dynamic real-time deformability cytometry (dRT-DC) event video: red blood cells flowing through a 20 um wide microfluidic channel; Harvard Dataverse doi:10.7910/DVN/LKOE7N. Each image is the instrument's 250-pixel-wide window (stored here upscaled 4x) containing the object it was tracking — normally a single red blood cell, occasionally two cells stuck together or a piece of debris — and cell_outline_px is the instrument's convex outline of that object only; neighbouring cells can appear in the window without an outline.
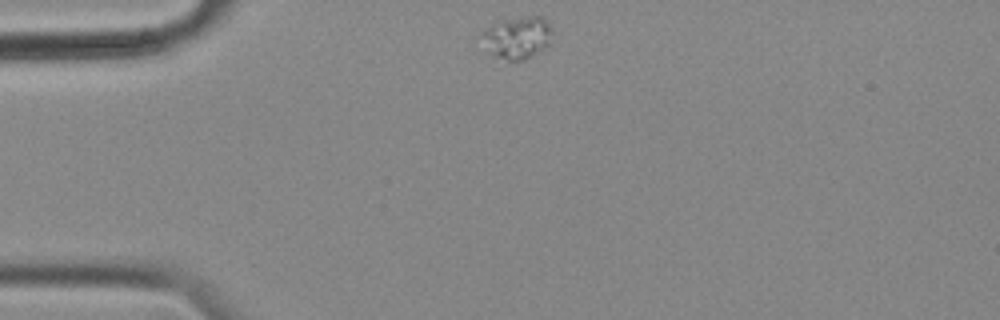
{"species": "common noctule bat (a hibernating species)", "species_latin": "Nyctalus noctula", "temperature_condition": "cold", "stored_images_in_passage": 47, "camera_frame_rate_fps": 3000, "um_per_image_px": 0.085, "animal": {"sex": "female", "body_mass_g": 18.4}, "frame": {"image": 1, "passage_image": 1, "time_ms": 0.0, "image_size_px": [1000, 320], "cell_outline_px": [[552, 32], [548, 44], [544, 48], [524, 60], [508, 60], [496, 56], [492, 52], [480, 32], [500, 20], [528, 16], [540, 16], [552, 28]], "centroid_in_image_um": [44.01, 3.17], "position_along_channel_um": 41.0, "area_um2": 16.7}}
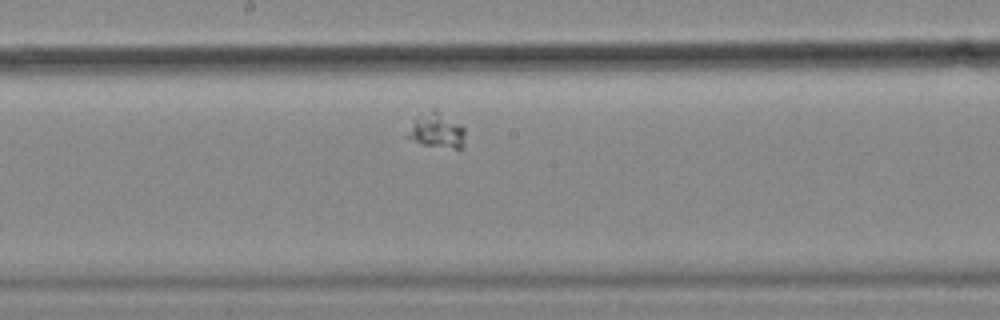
{"frame": {"image": 2, "passage_image": 19, "time_ms": 6.0, "image_size_px": [1000, 320], "cell_outline_px": [[464, 144], [460, 148], [456, 148], [420, 144], [404, 136], [416, 120], [436, 108], [460, 124], [464, 128]], "centroid_in_image_um": [37.15, 11.11], "position_along_channel_um": 211.1, "area_um2": 11.33}}
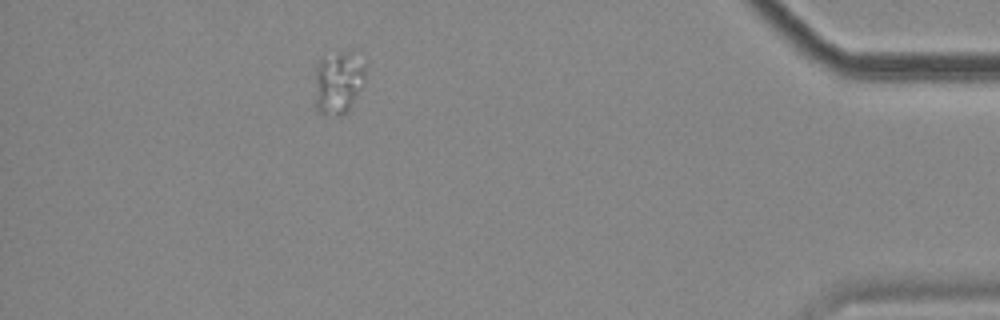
{"frame": {"image": 3, "passage_image": 41, "time_ms": 13.333, "image_size_px": [1000, 320], "cell_outline_px": [[364, 84], [348, 108], [340, 116], [316, 112], [316, 68], [320, 56], [340, 52], [348, 52], [364, 68]], "centroid_in_image_um": [28.69, 7.02], "position_along_channel_um": 406.5, "area_um2": 17.8}}